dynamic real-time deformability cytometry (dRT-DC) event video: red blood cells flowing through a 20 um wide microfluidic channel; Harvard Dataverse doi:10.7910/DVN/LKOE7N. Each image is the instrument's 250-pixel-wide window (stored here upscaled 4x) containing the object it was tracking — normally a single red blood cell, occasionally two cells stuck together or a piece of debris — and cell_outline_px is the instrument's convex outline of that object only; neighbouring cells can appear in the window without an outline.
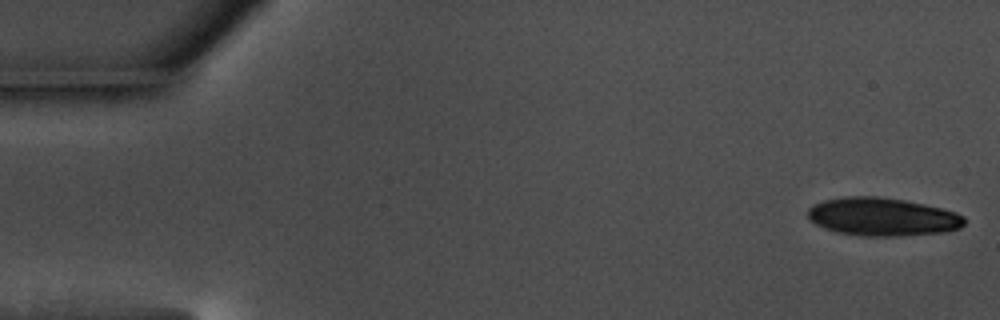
{"species": "common noctule bat (a hibernating species)", "species_latin": "Nyctalus noctula", "temperature_condition": "warm", "stored_images_in_passage": 39, "camera_frame_rate_fps": 3000, "um_per_image_px": 0.085, "animal": {"sex": "male", "body_mass_g": 17.5, "forearm_length_mm": 52.3}, "frame": {"image": 1, "passage_image": 1, "time_ms": 0.0, "image_size_px": [1000, 320], "cell_outline_px": [[964, 224], [960, 228], [944, 232], [900, 236], [864, 236], [836, 232], [824, 228], [816, 224], [808, 216], [808, 208], [812, 204], [824, 200], [844, 196], [876, 196], [904, 200], [924, 204], [956, 212], [964, 216]], "centroid_in_image_um": [74.99, 18.42], "position_along_channel_um": 10.0, "area_um2": 34.85}}
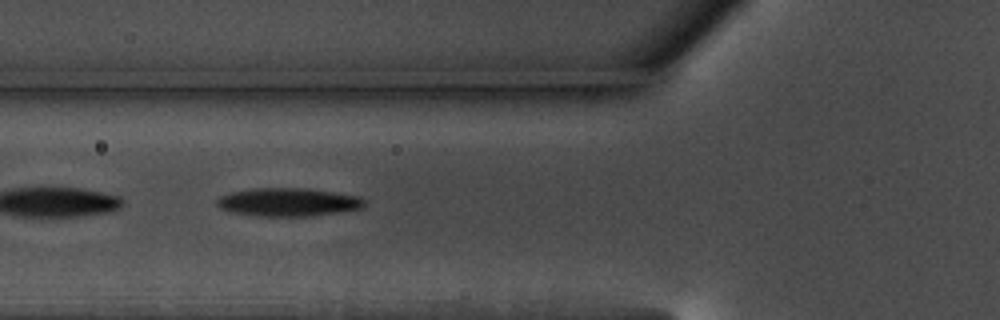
{"frame": {"image": 2, "passage_image": 21, "time_ms": 6.667, "image_size_px": [1000, 320], "cell_outline_px": [[364, 204], [360, 208], [340, 212], [312, 216], [256, 216], [228, 212], [220, 208], [216, 204], [216, 200], [220, 196], [232, 192], [252, 188], [304, 188], [360, 196], [364, 200]], "centroid_in_image_um": [24.44, 17.18], "position_along_channel_um": 101.4, "area_um2": 24.33}}
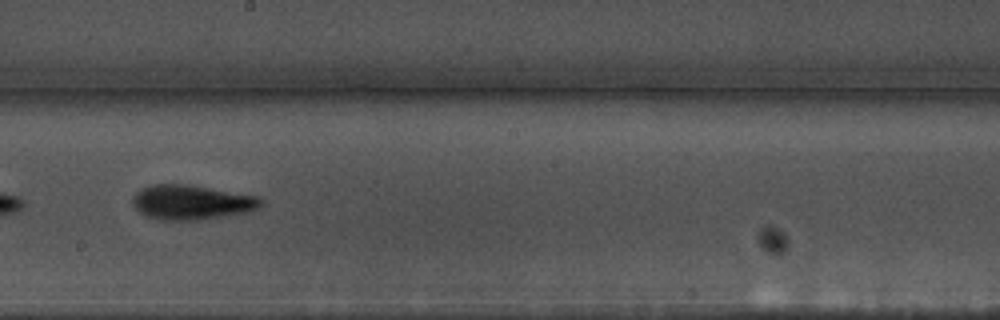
{"frame": {"image": 3, "passage_image": 32, "time_ms": 10.333, "image_size_px": [1000, 320], "cell_outline_px": [[264, 204], [260, 208], [228, 216], [204, 220], [156, 220], [140, 212], [132, 204], [132, 196], [136, 192], [152, 184], [184, 184], [260, 196], [264, 200]], "centroid_in_image_um": [16.32, 17.2], "position_along_channel_um": 231.9, "area_um2": 26.13}}